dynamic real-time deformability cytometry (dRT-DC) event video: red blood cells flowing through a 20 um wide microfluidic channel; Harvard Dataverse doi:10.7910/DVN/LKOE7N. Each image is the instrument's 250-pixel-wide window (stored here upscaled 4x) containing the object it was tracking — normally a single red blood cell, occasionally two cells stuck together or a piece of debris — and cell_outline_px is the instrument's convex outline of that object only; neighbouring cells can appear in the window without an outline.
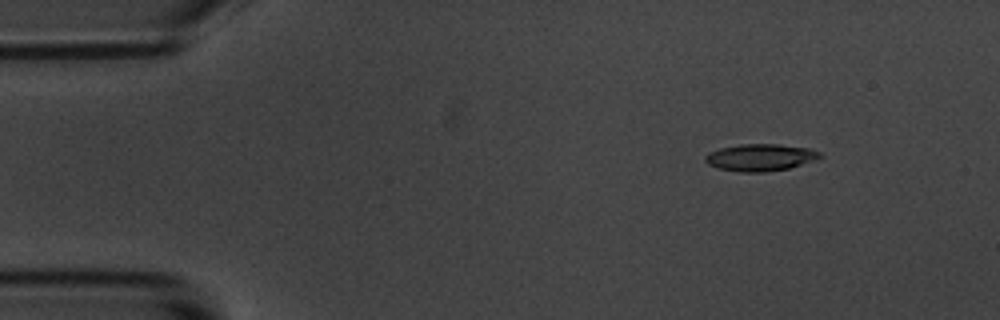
{"species": "common noctule bat (a hibernating species)", "species_latin": "Nyctalus noctula", "temperature_condition": "room temperature", "stored_images_in_passage": 5, "camera_frame_rate_fps": 3000, "um_per_image_px": 0.085, "animal": {"sex": "male", "body_mass_g": 20.1, "forearm_length_mm": 53.5}, "frame": {"image": 1, "passage_image": 2, "time_ms": 1.0, "image_size_px": [1000, 320], "cell_outline_px": [[824, 156], [788, 168], [764, 172], [740, 172], [716, 168], [708, 164], [704, 160], [704, 156], [720, 148], [740, 144], [776, 144], [808, 148], [820, 152]], "centroid_in_image_um": [64.59, 13.38], "position_along_channel_um": 20.4, "area_um2": 17.86}}
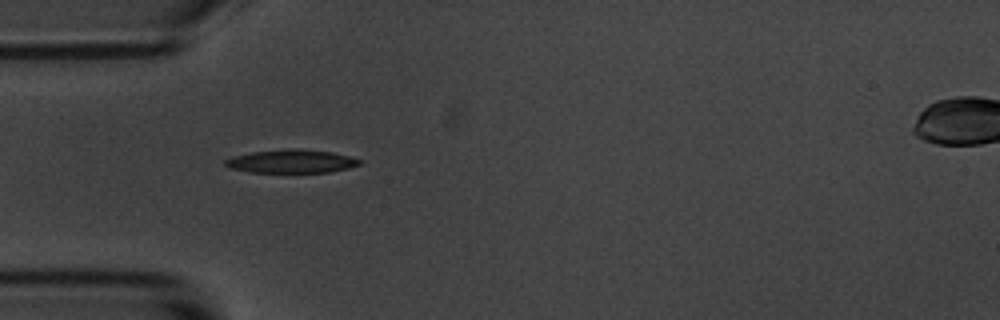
{"frame": {"image": 2, "passage_image": 4, "time_ms": 4.333, "image_size_px": [1000, 320], "cell_outline_px": [[360, 164], [348, 168], [328, 172], [248, 172], [228, 168], [224, 164], [224, 160], [236, 156], [252, 152], [332, 152], [348, 156], [360, 160]], "centroid_in_image_um": [24.73, 13.78], "position_along_channel_um": 60.3, "area_um2": 16.88}}